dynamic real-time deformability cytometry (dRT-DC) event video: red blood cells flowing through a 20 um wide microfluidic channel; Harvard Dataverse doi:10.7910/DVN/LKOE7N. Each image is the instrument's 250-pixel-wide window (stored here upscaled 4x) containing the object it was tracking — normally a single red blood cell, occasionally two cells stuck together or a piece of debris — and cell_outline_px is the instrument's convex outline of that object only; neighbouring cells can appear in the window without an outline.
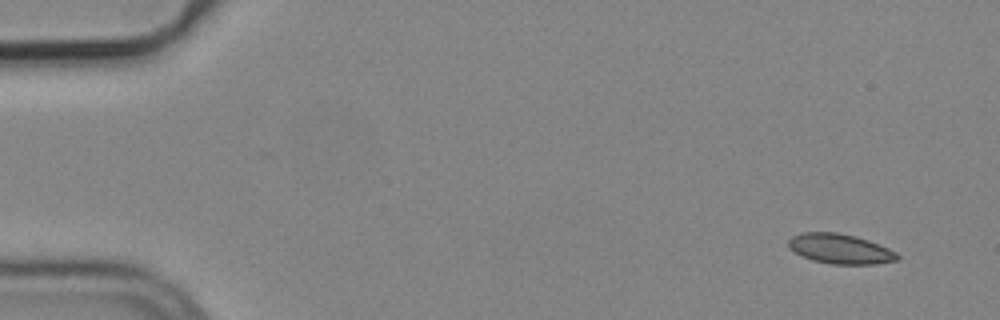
{"species": "common noctule bat (a hibernating species)", "species_latin": "Nyctalus noctula", "temperature_condition": "cold", "stored_images_in_passage": 6, "camera_frame_rate_fps": 3000, "um_per_image_px": 0.085, "animal": {"sex": "male", "body_mass_g": 19.2, "forearm_length_mm": 51.8}, "frame": {"image": 1, "passage_image": 1, "time_ms": 0.0, "image_size_px": [1000, 320], "cell_outline_px": [[900, 256], [896, 260], [876, 264], [832, 264], [812, 260], [788, 248], [788, 240], [792, 236], [800, 232], [836, 232], [868, 240], [888, 248], [896, 252]], "centroid_in_image_um": [71.39, 21.15], "position_along_channel_um": 13.6, "area_um2": 18.79}}
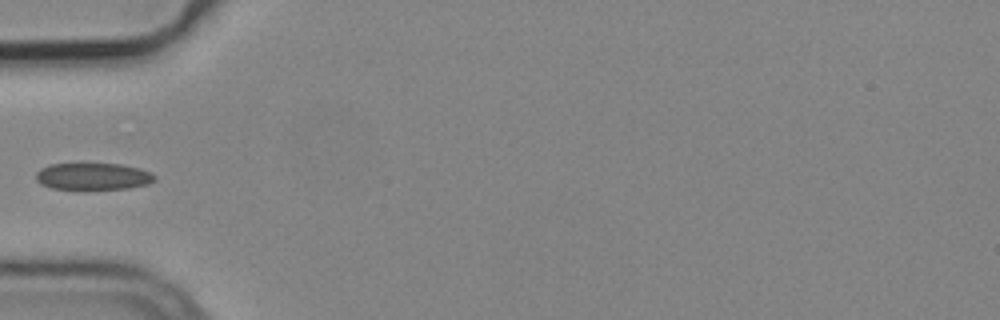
{"frame": {"image": 2, "passage_image": 5, "time_ms": 1.333, "image_size_px": [1000, 320], "cell_outline_px": [[156, 180], [148, 184], [128, 188], [84, 192], [52, 188], [40, 184], [36, 180], [36, 172], [40, 168], [52, 164], [120, 164], [140, 168], [152, 172], [156, 176]], "centroid_in_image_um": [7.91, 15.04], "position_along_channel_um": 77.1, "area_um2": 19.48}}
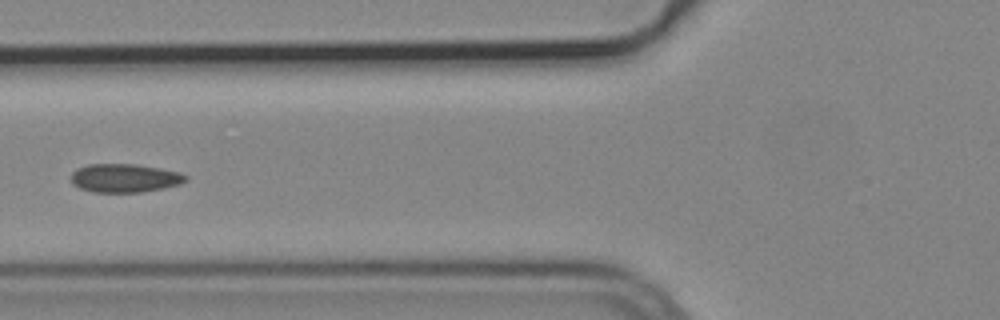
{"frame": {"image": 3, "passage_image": 6, "time_ms": 1.667, "image_size_px": [1000, 320], "cell_outline_px": [[188, 176], [180, 184], [164, 188], [140, 192], [92, 192], [80, 188], [72, 184], [72, 172], [76, 168], [88, 164], [136, 164], [160, 168], [180, 172]], "centroid_in_image_um": [10.58, 15.13], "position_along_channel_um": 115.2, "area_um2": 19.07}}